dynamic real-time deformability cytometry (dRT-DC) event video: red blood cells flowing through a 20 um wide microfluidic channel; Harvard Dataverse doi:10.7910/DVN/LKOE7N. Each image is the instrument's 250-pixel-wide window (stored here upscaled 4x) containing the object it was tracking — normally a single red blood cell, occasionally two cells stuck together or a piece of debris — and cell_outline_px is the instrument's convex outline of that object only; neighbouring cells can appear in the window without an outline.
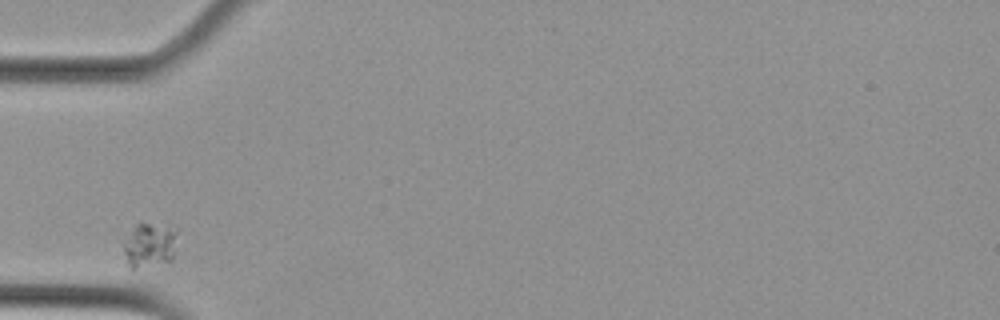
{"species": "Egyptian fruit bat (a non-hibernating species)", "species_latin": "Rousettus aegyptiacus", "temperature_condition": "cold", "stored_images_in_passage": 2, "camera_frame_rate_fps": 3000, "um_per_image_px": 0.085, "animal": {"sex": "female"}, "frame": {"image": 1, "passage_image": 1, "time_ms": 0.0, "image_size_px": [1000, 320], "cell_outline_px": [[176, 232], [172, 260], [136, 268], [128, 268], [124, 252], [124, 244], [136, 224], [148, 224], [168, 228]], "centroid_in_image_um": [12.67, 20.88], "position_along_channel_um": 72.3, "area_um2": 13.12}}
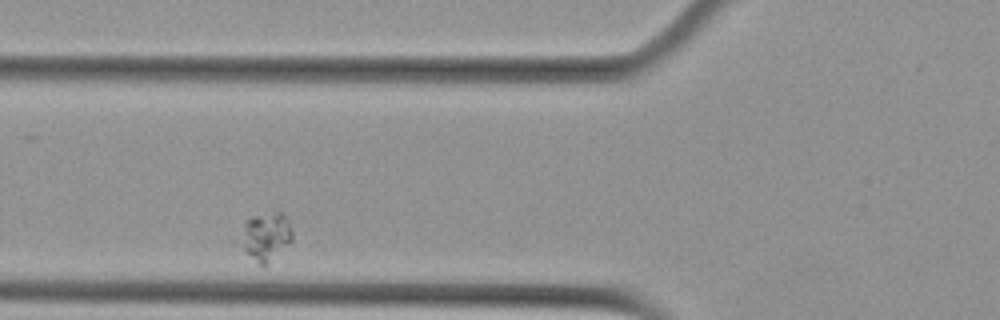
{"frame": {"image": 2, "passage_image": 2, "time_ms": 0.333, "image_size_px": [1000, 320], "cell_outline_px": [[292, 240], [264, 268], [240, 244], [240, 240], [244, 224], [252, 216], [280, 212], [284, 212], [292, 232]], "centroid_in_image_um": [22.62, 20.1], "position_along_channel_um": 103.2, "area_um2": 14.1}}